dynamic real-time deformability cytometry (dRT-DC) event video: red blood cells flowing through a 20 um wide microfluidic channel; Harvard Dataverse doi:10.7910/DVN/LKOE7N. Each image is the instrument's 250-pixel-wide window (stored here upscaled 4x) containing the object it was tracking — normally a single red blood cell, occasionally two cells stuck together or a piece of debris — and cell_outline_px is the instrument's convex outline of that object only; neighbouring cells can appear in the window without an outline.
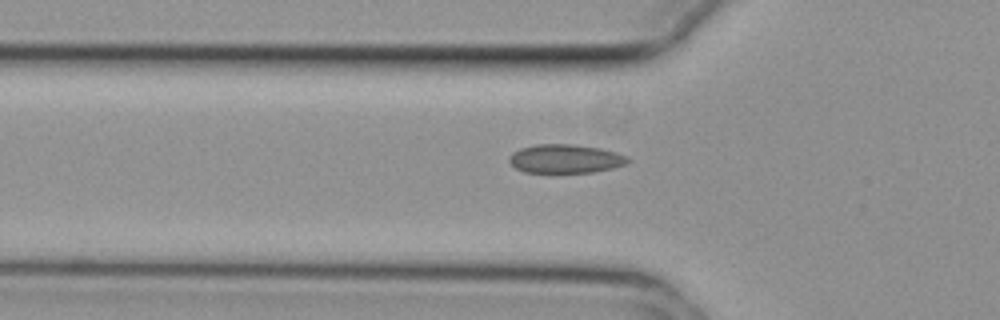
{"species": "common noctule bat (a hibernating species)", "species_latin": "Nyctalus noctula", "temperature_condition": "cold", "stored_images_in_passage": 40, "camera_frame_rate_fps": 3000, "um_per_image_px": 0.085, "animal": {"sex": "female", "body_mass_g": 29.2, "forearm_length_mm": 56.3}, "frame": {"image": 1, "passage_image": 5, "time_ms": 1.333, "image_size_px": [1000, 320], "cell_outline_px": [[632, 160], [624, 164], [612, 168], [592, 172], [552, 176], [524, 172], [516, 168], [508, 160], [508, 156], [512, 152], [520, 148], [536, 144], [572, 144], [600, 148], [616, 152], [628, 156]], "centroid_in_image_um": [48.01, 13.54], "position_along_channel_um": 77.8, "area_um2": 20.87}}
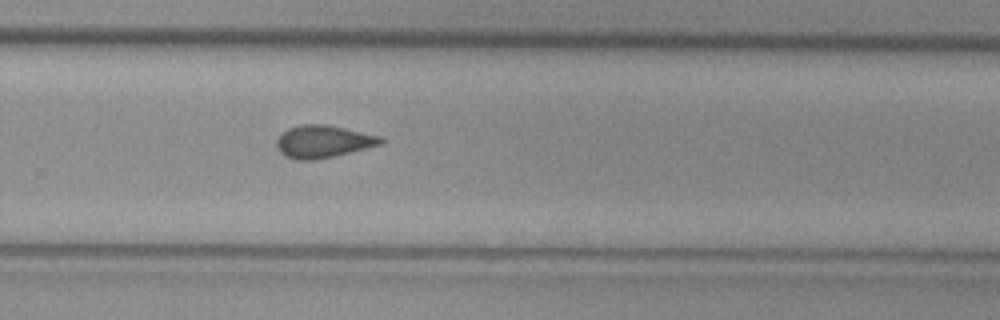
{"frame": {"image": 2, "passage_image": 23, "time_ms": 7.333, "image_size_px": [1000, 320], "cell_outline_px": [[384, 144], [336, 156], [316, 160], [296, 160], [284, 156], [280, 152], [276, 144], [276, 140], [288, 128], [300, 124], [328, 124], [380, 136], [384, 140]], "centroid_in_image_um": [27.49, 12.04], "position_along_channel_um": 302.3, "area_um2": 19.94}}
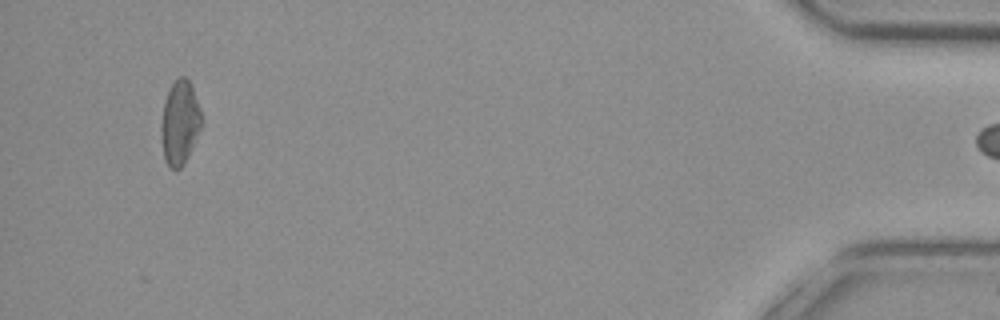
{"frame": {"image": 3, "passage_image": 39, "time_ms": 12.667, "image_size_px": [1000, 320], "cell_outline_px": [[200, 128], [188, 156], [184, 164], [180, 168], [168, 168], [164, 160], [160, 128], [160, 124], [164, 104], [168, 92], [172, 84], [180, 76], [184, 76], [188, 80], [192, 88], [200, 108]], "centroid_in_image_um": [15.25, 10.46], "position_along_channel_um": 419.9, "area_um2": 19.36}}